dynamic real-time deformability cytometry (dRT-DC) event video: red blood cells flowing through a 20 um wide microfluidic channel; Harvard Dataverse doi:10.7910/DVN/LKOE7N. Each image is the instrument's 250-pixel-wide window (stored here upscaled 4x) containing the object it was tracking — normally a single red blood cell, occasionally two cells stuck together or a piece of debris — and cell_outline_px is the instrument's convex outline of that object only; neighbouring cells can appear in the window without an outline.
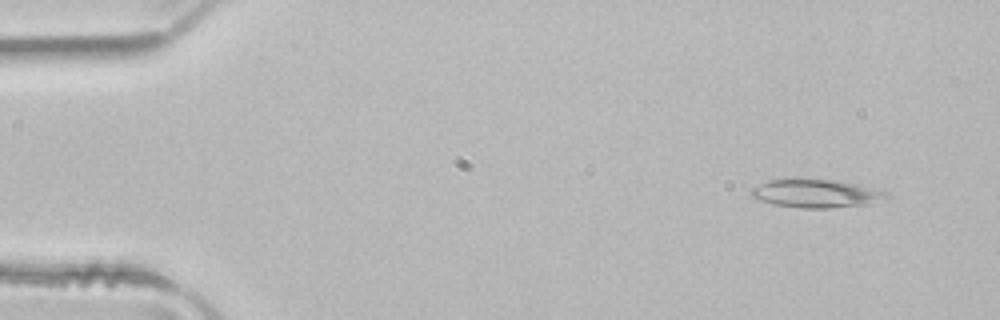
{"species": "common noctule bat (a hibernating species)", "species_latin": "Nyctalus noctula", "temperature_condition": "room temperature", "stored_images_in_passage": 48, "camera_frame_rate_fps": 3000, "um_per_image_px": 0.085, "animal": {"sex": "male", "body_mass_g": 21.5, "forearm_length_mm": 52.0}, "frame": {"image": 1, "passage_image": 2, "time_ms": 0.333, "image_size_px": [1000, 320], "cell_outline_px": [[892, 196], [868, 204], [832, 208], [800, 208], [772, 204], [760, 200], [752, 196], [748, 192], [752, 188], [768, 180], [796, 176], [836, 180], [856, 184], [872, 188], [884, 192]], "centroid_in_image_um": [69.29, 16.41], "position_along_channel_um": 15.7, "area_um2": 22.89}}
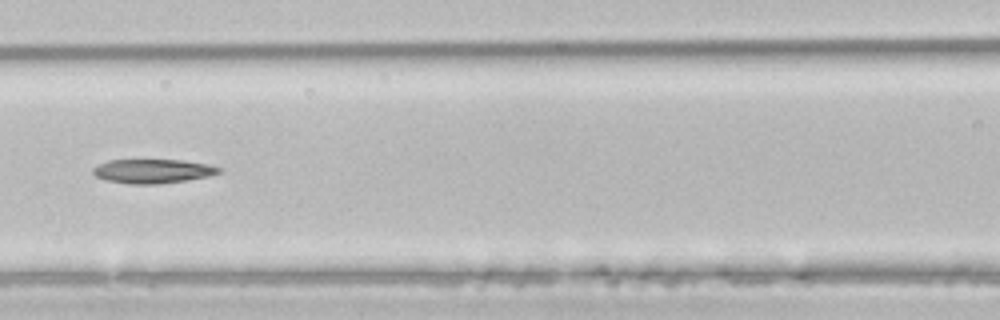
{"frame": {"image": 2, "passage_image": 20, "time_ms": 6.333, "image_size_px": [1000, 320], "cell_outline_px": [[220, 172], [208, 176], [160, 184], [128, 184], [104, 180], [96, 176], [92, 172], [92, 168], [108, 160], [180, 160], [204, 164], [220, 168]], "centroid_in_image_um": [12.9, 14.55], "position_along_channel_um": 153.7, "area_um2": 17.46}}
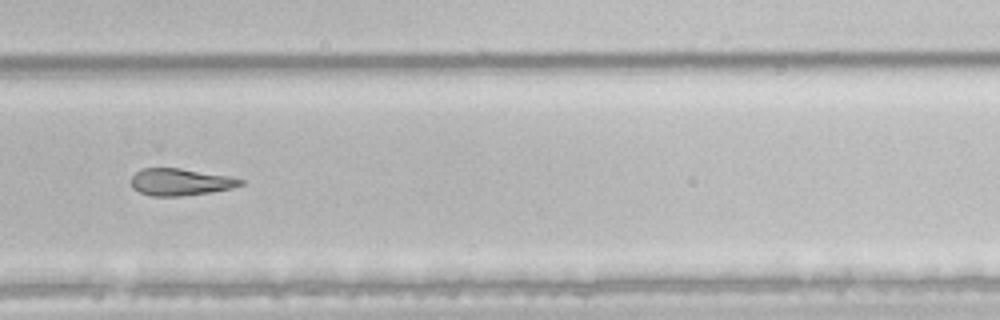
{"frame": {"image": 3, "passage_image": 32, "time_ms": 10.333, "image_size_px": [1000, 320], "cell_outline_px": [[244, 184], [232, 188], [212, 192], [180, 196], [152, 196], [140, 192], [132, 188], [132, 176], [140, 168], [180, 168], [228, 176], [244, 180]], "centroid_in_image_um": [15.33, 15.47], "position_along_channel_um": 314.5, "area_um2": 17.17}}